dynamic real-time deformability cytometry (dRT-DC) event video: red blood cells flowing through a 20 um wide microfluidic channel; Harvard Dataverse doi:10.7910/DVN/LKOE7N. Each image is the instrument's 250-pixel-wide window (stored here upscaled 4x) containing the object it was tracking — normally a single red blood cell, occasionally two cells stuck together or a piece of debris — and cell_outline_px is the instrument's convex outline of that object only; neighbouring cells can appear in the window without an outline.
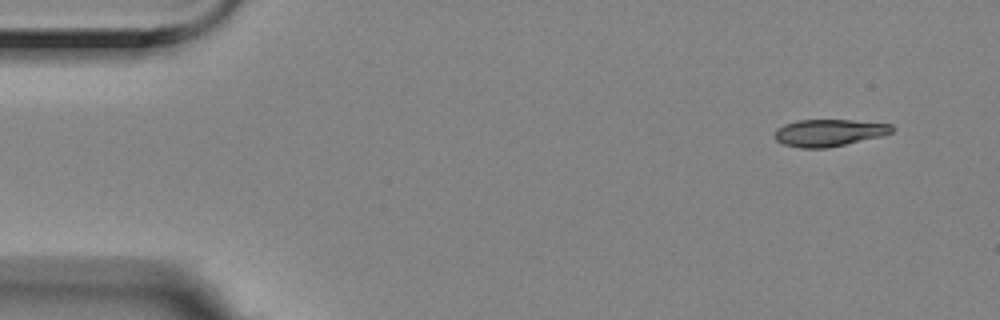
{"species": "Egyptian fruit bat (a non-hibernating species)", "species_latin": "Rousettus aegyptiacus", "temperature_condition": "room temperature", "stored_images_in_passage": 4, "camera_frame_rate_fps": 3000, "um_per_image_px": 0.085, "animal": {"sex": "female"}, "frame": {"image": 1, "passage_image": 1, "time_ms": 0.0, "image_size_px": [1000, 320], "cell_outline_px": [[896, 128], [892, 132], [880, 136], [844, 144], [824, 148], [800, 148], [784, 144], [776, 140], [772, 136], [776, 128], [784, 124], [796, 120], [852, 120], [892, 124]], "centroid_in_image_um": [70.42, 11.27], "position_along_channel_um": 14.6, "area_um2": 18.5}}
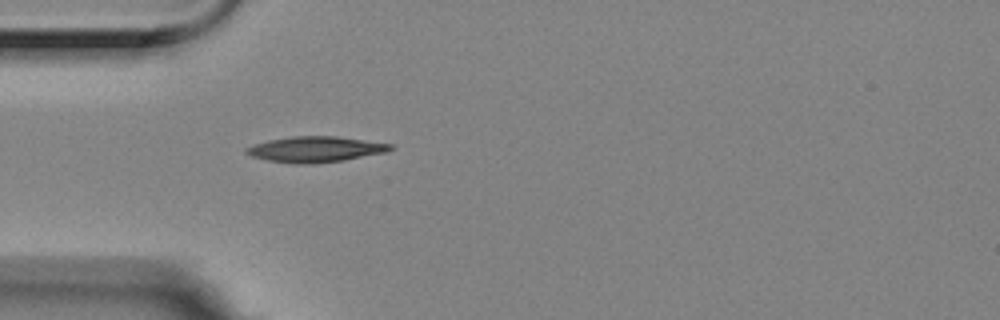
{"frame": {"image": 2, "passage_image": 4, "time_ms": 1.0, "image_size_px": [1000, 320], "cell_outline_px": [[396, 148], [388, 152], [344, 160], [304, 164], [296, 164], [268, 160], [252, 156], [244, 152], [244, 148], [252, 144], [268, 140], [292, 136], [336, 136], [392, 144]], "centroid_in_image_um": [26.81, 12.68], "position_along_channel_um": 58.2, "area_um2": 21.62}}